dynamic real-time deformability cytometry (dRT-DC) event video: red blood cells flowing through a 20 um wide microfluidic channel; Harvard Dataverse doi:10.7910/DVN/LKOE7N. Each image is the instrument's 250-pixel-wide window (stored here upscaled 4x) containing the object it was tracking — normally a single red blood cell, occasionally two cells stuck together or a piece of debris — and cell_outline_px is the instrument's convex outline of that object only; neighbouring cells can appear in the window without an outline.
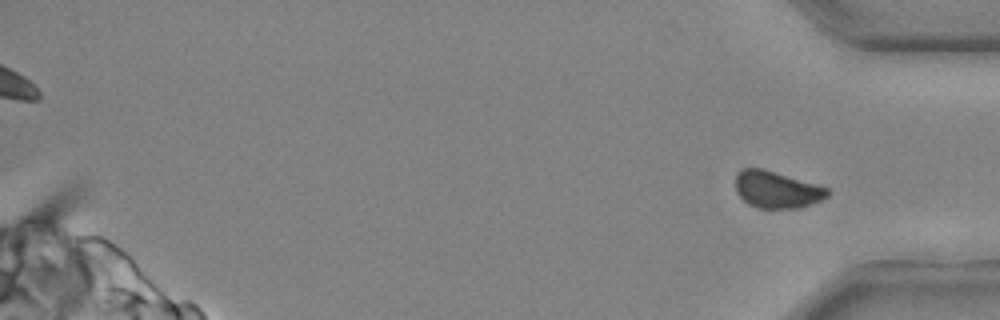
{"species": "common noctule bat (a hibernating species)", "species_latin": "Nyctalus noctula", "temperature_condition": "cold", "stored_images_in_passage": 30, "segment_of_instrument_passage": [2, 2], "camera_frame_rate_fps": 3000, "um_per_image_px": 0.085, "animal": {"sex": "male", "body_mass_g": 20.4}, "frame": {"image": 1, "passage_image": 30, "time_ms": 9.667, "image_size_px": [1000, 320], "cell_outline_px": [[832, 192], [828, 196], [812, 204], [800, 208], [756, 208], [748, 204], [736, 192], [736, 172], [740, 168], [764, 168], [820, 184], [828, 188]], "centroid_in_image_um": [66.05, 16.1], "position_along_channel_um": 369.1, "area_um2": 20.29}}